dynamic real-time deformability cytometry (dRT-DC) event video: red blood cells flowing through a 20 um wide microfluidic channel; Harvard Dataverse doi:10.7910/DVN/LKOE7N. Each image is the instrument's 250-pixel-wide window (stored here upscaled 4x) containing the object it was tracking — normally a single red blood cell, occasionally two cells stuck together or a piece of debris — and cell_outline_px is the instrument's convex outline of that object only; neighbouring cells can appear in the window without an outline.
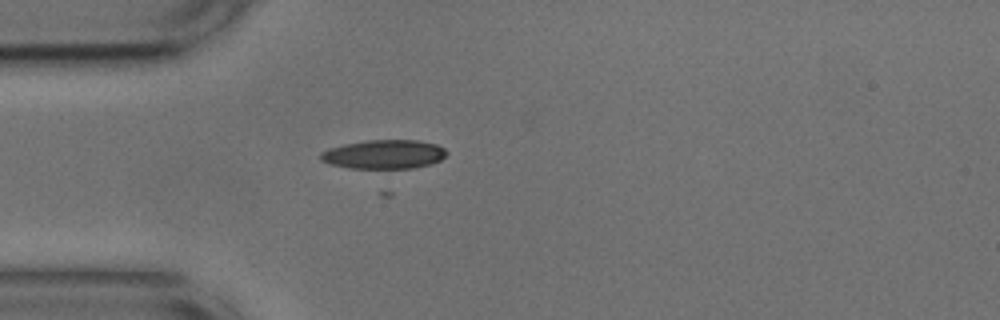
{"species": "common noctule bat (a hibernating species)", "species_latin": "Nyctalus noctula", "temperature_condition": "cold", "stored_images_in_passage": 40, "camera_frame_rate_fps": 3000, "um_per_image_px": 0.085, "animal": {"sex": "male", "body_mass_g": 17.9, "forearm_length_mm": 54.2}, "frame": {"image": 1, "passage_image": 1, "time_ms": 0.0, "image_size_px": [1000, 320], "cell_outline_px": [[448, 152], [440, 160], [432, 164], [416, 168], [348, 168], [328, 164], [320, 160], [320, 152], [328, 148], [344, 144], [368, 140], [420, 140], [436, 144], [444, 148]], "centroid_in_image_um": [32.63, 13.12], "position_along_channel_um": 52.4, "area_um2": 21.5}}
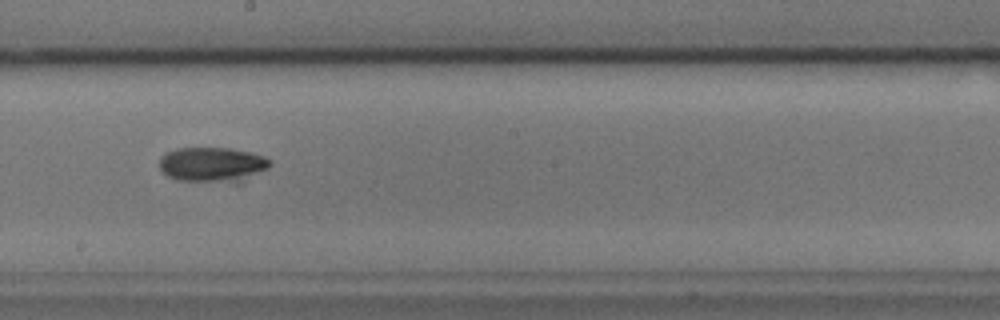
{"frame": {"image": 2, "passage_image": 16, "time_ms": 5.0, "image_size_px": [1000, 320], "cell_outline_px": [[272, 164], [268, 168], [240, 184], [236, 184], [180, 180], [168, 176], [160, 168], [160, 156], [164, 152], [176, 148], [232, 148], [252, 152], [264, 156], [272, 160]], "centroid_in_image_um": [18.11, 14.0], "position_along_channel_um": 230.1, "area_um2": 23.24}}
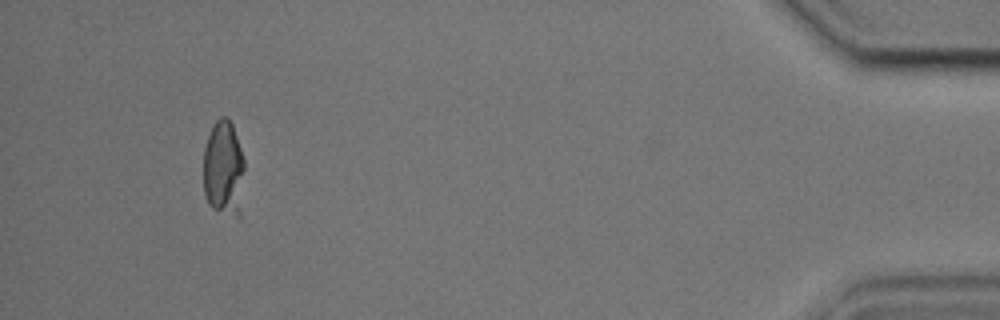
{"frame": {"image": 3, "passage_image": 37, "time_ms": 12.0, "image_size_px": [1000, 320], "cell_outline_px": [[244, 168], [240, 220], [212, 208], [208, 204], [204, 192], [204, 148], [212, 124], [220, 116], [228, 116], [232, 124], [244, 160]], "centroid_in_image_um": [19.01, 14.35], "position_along_channel_um": 416.2, "area_um2": 23.29}, "authors_computed_cell_mechanics": {"area_um2": 23.0044, "velocity_mm_per_s": 3.6812, "shape_relaxation_time_tau1_ms": 2.9965, "shape_relaxation_time_tau2_ms": null, "deformation_change_tau1": 0.063, "deformation_change_tau2": null}}